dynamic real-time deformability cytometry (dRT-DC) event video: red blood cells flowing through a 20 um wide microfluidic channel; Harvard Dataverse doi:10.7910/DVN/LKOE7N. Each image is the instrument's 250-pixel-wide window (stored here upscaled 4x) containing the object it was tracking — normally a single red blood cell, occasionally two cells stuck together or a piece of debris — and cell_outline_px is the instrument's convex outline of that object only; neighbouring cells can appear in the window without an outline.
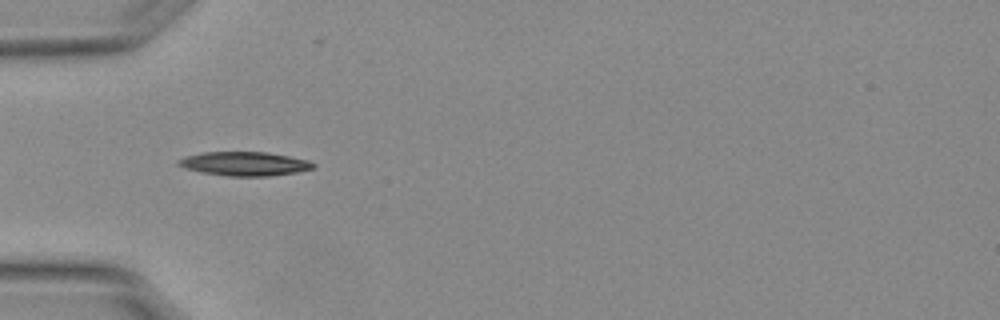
{"species": "Egyptian fruit bat (a non-hibernating species)", "species_latin": "Rousettus aegyptiacus", "temperature_condition": "warm", "stored_images_in_passage": 25, "camera_frame_rate_fps": 3000, "um_per_image_px": 0.085, "animal": {"sex": "female"}, "frame": {"image": 1, "passage_image": 4, "time_ms": 1.0, "image_size_px": [1000, 320], "cell_outline_px": [[316, 164], [312, 168], [296, 172], [268, 176], [228, 176], [200, 172], [184, 168], [176, 164], [176, 160], [188, 156], [204, 152], [264, 152], [288, 156], [308, 160]], "centroid_in_image_um": [20.75, 13.92], "position_along_channel_um": 64.3, "area_um2": 18.67}}
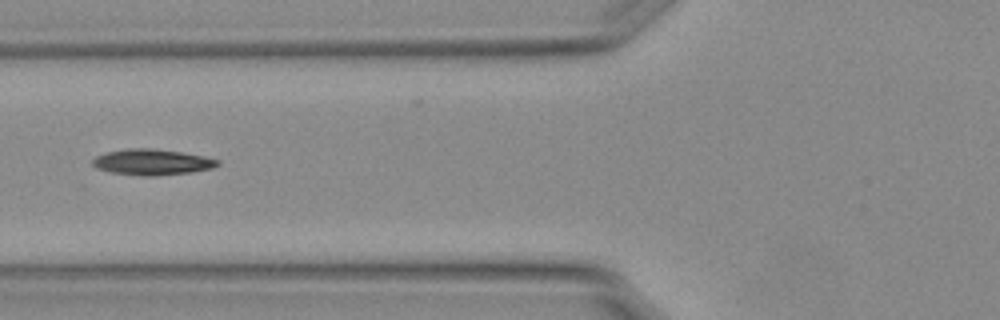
{"frame": {"image": 2, "passage_image": 8, "time_ms": 2.333, "image_size_px": [1000, 320], "cell_outline_px": [[220, 164], [212, 168], [192, 172], [152, 176], [144, 176], [112, 172], [96, 168], [92, 164], [92, 160], [96, 156], [108, 152], [128, 148], [152, 148], [180, 152], [204, 156], [220, 160]], "centroid_in_image_um": [12.94, 13.77], "position_along_channel_um": 112.9, "area_um2": 18.73}}
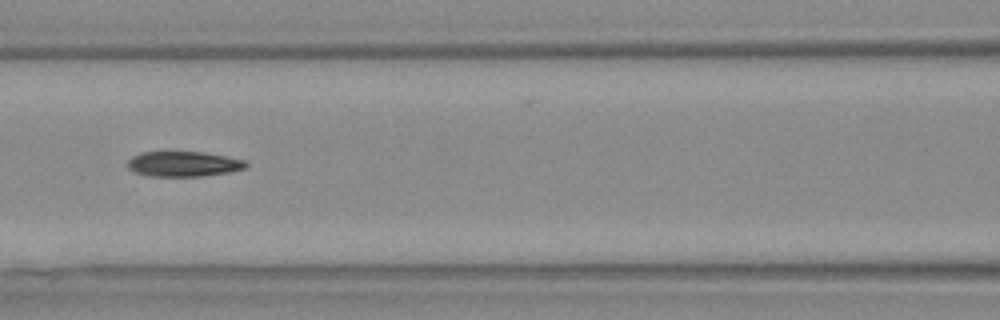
{"frame": {"image": 3, "passage_image": 11, "time_ms": 3.333, "image_size_px": [1000, 320], "cell_outline_px": [[248, 164], [244, 168], [228, 172], [200, 176], [152, 176], [136, 172], [128, 168], [128, 160], [132, 156], [144, 152], [200, 152], [224, 156], [244, 160]], "centroid_in_image_um": [15.57, 13.93], "position_along_channel_um": 151.0, "area_um2": 16.99}}